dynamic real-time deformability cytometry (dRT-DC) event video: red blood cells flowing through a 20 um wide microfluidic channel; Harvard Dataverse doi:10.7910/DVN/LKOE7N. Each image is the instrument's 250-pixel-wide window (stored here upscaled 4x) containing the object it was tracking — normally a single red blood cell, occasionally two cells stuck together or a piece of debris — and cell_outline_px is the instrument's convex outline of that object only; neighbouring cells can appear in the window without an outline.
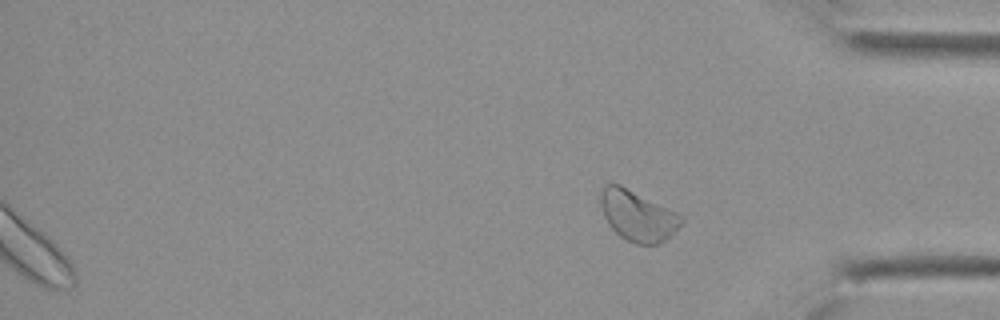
{"species": "Egyptian fruit bat (a non-hibernating species)", "species_latin": "Rousettus aegyptiacus", "temperature_condition": "cold", "stored_images_in_passage": 23, "segment_of_instrument_passage": [2, 2], "camera_frame_rate_fps": 3000, "um_per_image_px": 0.085, "animal": {"sex": "female"}, "frame": {"image": 1, "passage_image": 23, "time_ms": 7.333, "image_size_px": [1000, 320], "cell_outline_px": [[684, 220], [660, 244], [636, 244], [620, 236], [608, 224], [604, 216], [600, 204], [600, 192], [604, 184], [620, 184], [668, 208], [680, 216]], "centroid_in_image_um": [54.14, 18.32], "position_along_channel_um": 381.1, "area_um2": 23.29}}